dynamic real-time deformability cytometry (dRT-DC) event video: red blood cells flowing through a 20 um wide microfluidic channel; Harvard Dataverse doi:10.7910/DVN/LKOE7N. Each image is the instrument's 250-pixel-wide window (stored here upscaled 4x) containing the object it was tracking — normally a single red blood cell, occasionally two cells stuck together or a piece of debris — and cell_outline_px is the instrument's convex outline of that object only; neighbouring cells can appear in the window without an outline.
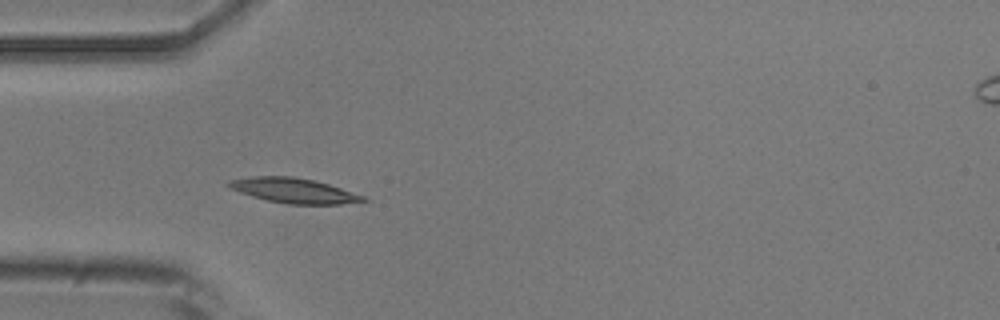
{"species": "common noctule bat (a hibernating species)", "species_latin": "Nyctalus noctula", "temperature_condition": "room temperature", "stored_images_in_passage": 6, "camera_frame_rate_fps": 3000, "um_per_image_px": 0.085, "animal": {"sex": "male", "body_mass_g": 20.5, "forearm_length_mm": 52.5}, "frame": {"image": 1, "passage_image": 5, "time_ms": 4.667, "image_size_px": [1000, 320], "cell_outline_px": [[368, 200], [340, 204], [288, 204], [268, 200], [252, 196], [240, 192], [224, 184], [228, 180], [252, 176], [292, 176], [312, 180], [328, 184], [364, 196]], "centroid_in_image_um": [24.92, 16.19], "position_along_channel_um": 60.1, "area_um2": 19.25}}
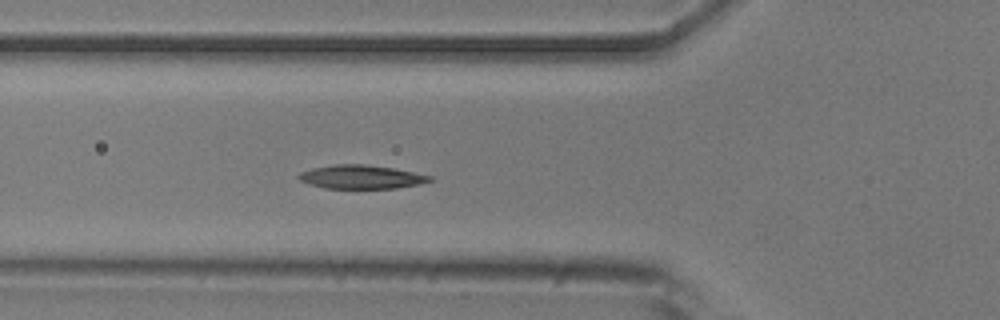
{"frame": {"image": 2, "passage_image": 6, "time_ms": 5.667, "image_size_px": [1000, 320], "cell_outline_px": [[432, 180], [420, 184], [396, 188], [324, 188], [308, 184], [300, 180], [296, 176], [300, 172], [312, 168], [332, 164], [364, 164], [392, 168], [432, 176]], "centroid_in_image_um": [30.65, 15.03], "position_along_channel_um": 95.1, "area_um2": 18.03}}